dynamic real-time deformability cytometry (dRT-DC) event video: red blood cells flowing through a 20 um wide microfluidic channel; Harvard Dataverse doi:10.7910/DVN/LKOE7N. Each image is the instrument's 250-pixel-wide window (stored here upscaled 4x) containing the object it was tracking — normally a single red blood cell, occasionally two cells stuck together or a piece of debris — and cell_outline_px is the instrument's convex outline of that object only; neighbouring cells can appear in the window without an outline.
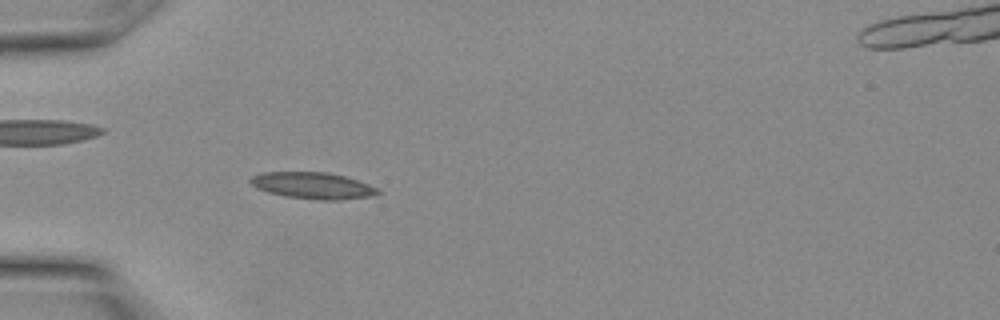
{"species": "Egyptian fruit bat (a non-hibernating species)", "species_latin": "Rousettus aegyptiacus", "temperature_condition": "warm", "stored_images_in_passage": 12, "camera_frame_rate_fps": 3000, "um_per_image_px": 0.085, "animal": {"sex": "female"}, "frame": {"image": 1, "passage_image": 10, "time_ms": 3.0, "image_size_px": [1000, 320], "cell_outline_px": [[380, 192], [376, 196], [340, 200], [320, 200], [284, 196], [268, 192], [256, 188], [248, 180], [252, 176], [260, 172], [328, 172], [344, 176], [380, 188]], "centroid_in_image_um": [26.61, 15.78], "position_along_channel_um": 58.4, "area_um2": 19.88}}
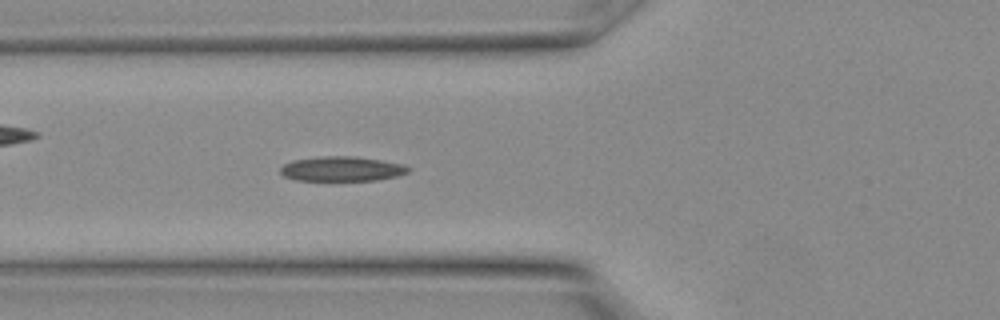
{"frame": {"image": 2, "passage_image": 12, "time_ms": 3.667, "image_size_px": [1000, 320], "cell_outline_px": [[412, 168], [408, 172], [396, 176], [376, 180], [296, 180], [284, 176], [280, 172], [280, 168], [284, 164], [292, 160], [324, 156], [356, 156], [404, 164]], "centroid_in_image_um": [29.06, 14.34], "position_along_channel_um": 96.7, "area_um2": 18.38}}